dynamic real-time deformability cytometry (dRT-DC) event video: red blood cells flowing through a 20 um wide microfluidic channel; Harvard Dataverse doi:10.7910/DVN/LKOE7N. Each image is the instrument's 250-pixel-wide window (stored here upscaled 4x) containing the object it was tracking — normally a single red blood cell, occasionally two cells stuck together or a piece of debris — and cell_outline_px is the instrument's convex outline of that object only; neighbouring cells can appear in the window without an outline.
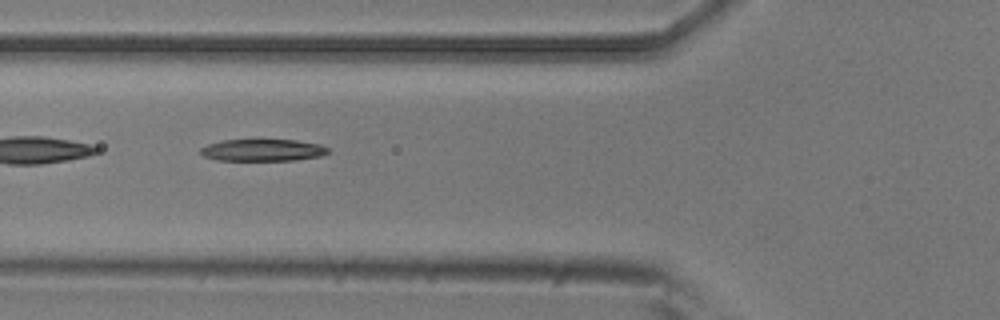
{"species": "common noctule bat (a hibernating species)", "species_latin": "Nyctalus noctula", "temperature_condition": "room temperature", "stored_images_in_passage": 8, "camera_frame_rate_fps": 3000, "um_per_image_px": 0.085, "animal": {"sex": "male", "body_mass_g": 20.5, "forearm_length_mm": 52.5}, "frame": {"image": 1, "passage_image": 3, "time_ms": 0.667, "image_size_px": [1000, 320], "cell_outline_px": [[328, 152], [320, 156], [296, 160], [216, 160], [204, 156], [200, 152], [200, 148], [208, 144], [224, 140], [296, 140], [320, 144], [328, 148]], "centroid_in_image_um": [22.32, 12.76], "position_along_channel_um": 103.5, "area_um2": 16.18}}
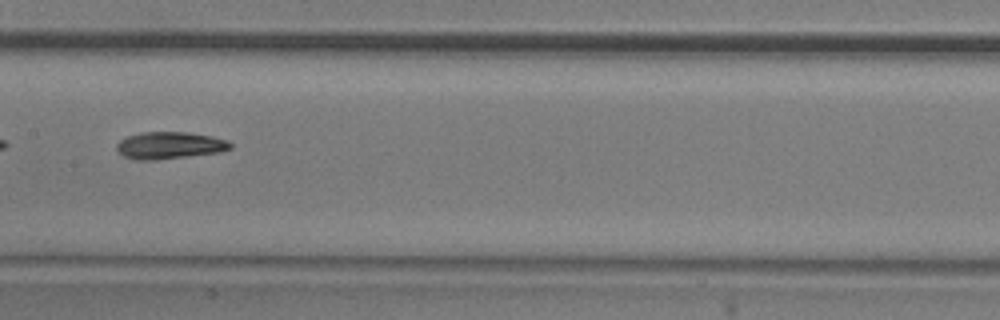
{"frame": {"image": 2, "passage_image": 5, "time_ms": 1.333, "image_size_px": [1000, 320], "cell_outline_px": [[232, 148], [220, 152], [152, 160], [136, 160], [124, 156], [116, 148], [116, 144], [120, 140], [128, 136], [140, 132], [188, 132], [212, 136], [228, 140], [232, 144]], "centroid_in_image_um": [14.43, 12.35], "position_along_channel_um": 193.0, "area_um2": 17.86}}
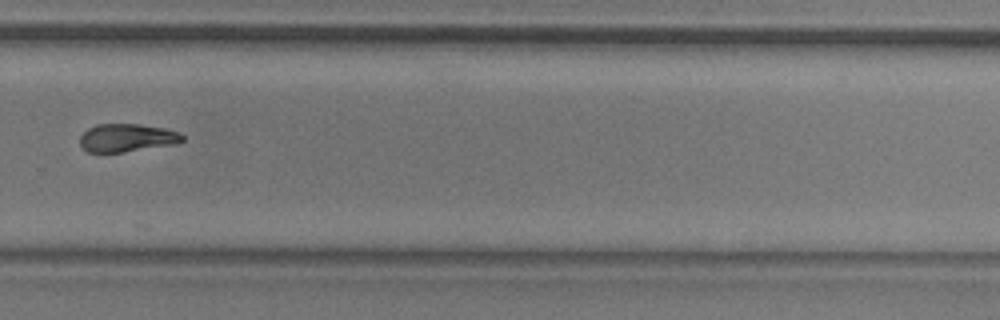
{"frame": {"image": 3, "passage_image": 8, "time_ms": 2.333, "image_size_px": [1000, 320], "cell_outline_px": [[184, 140], [168, 144], [124, 152], [88, 152], [80, 144], [80, 136], [88, 128], [96, 124], [136, 124], [164, 128], [176, 132], [184, 136]], "centroid_in_image_um": [10.71, 11.7], "position_along_channel_um": 319.1, "area_um2": 16.3}}